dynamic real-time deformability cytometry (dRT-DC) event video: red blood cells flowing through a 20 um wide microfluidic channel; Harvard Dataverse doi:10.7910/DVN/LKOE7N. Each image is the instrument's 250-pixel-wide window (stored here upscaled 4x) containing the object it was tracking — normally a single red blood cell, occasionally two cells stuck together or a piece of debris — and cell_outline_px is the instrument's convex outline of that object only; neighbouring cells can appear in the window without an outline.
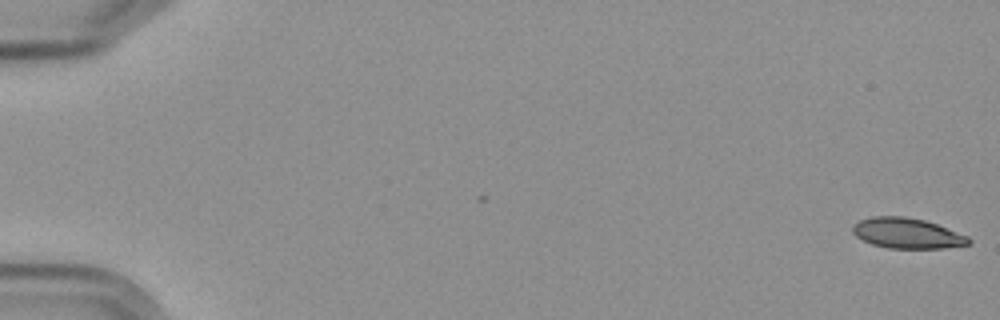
{"species": "Egyptian fruit bat (a non-hibernating species)", "species_latin": "Rousettus aegyptiacus", "temperature_condition": "cold", "stored_images_in_passage": 6, "camera_frame_rate_fps": 3000, "um_per_image_px": 0.085, "frame": {"image": 1, "passage_image": 1, "time_ms": 0.0, "image_size_px": [1000, 320], "cell_outline_px": [[972, 240], [968, 244], [944, 248], [888, 248], [872, 244], [856, 236], [852, 232], [852, 224], [860, 220], [872, 216], [904, 216], [924, 220], [936, 224], [968, 236]], "centroid_in_image_um": [77.08, 19.82], "position_along_channel_um": 7.9, "area_um2": 20.46}}
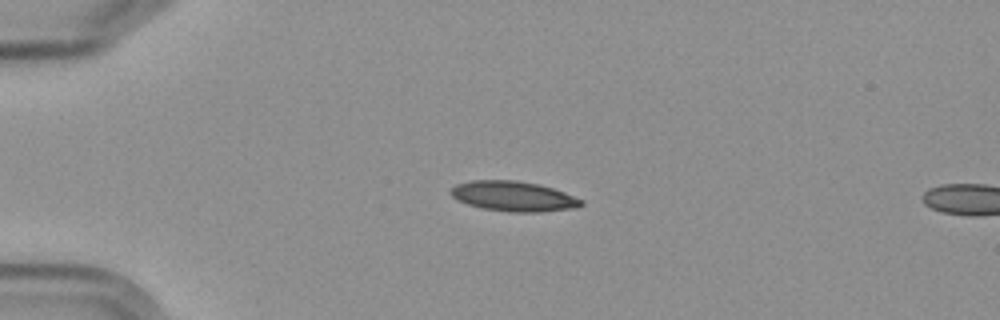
{"frame": {"image": 2, "passage_image": 5, "time_ms": 4.667, "image_size_px": [1000, 320], "cell_outline_px": [[584, 204], [576, 208], [540, 212], [508, 212], [484, 208], [468, 204], [452, 196], [448, 192], [456, 184], [472, 180], [516, 180], [540, 184], [564, 192], [584, 200]], "centroid_in_image_um": [43.68, 16.68], "position_along_channel_um": 41.3, "area_um2": 22.89}}